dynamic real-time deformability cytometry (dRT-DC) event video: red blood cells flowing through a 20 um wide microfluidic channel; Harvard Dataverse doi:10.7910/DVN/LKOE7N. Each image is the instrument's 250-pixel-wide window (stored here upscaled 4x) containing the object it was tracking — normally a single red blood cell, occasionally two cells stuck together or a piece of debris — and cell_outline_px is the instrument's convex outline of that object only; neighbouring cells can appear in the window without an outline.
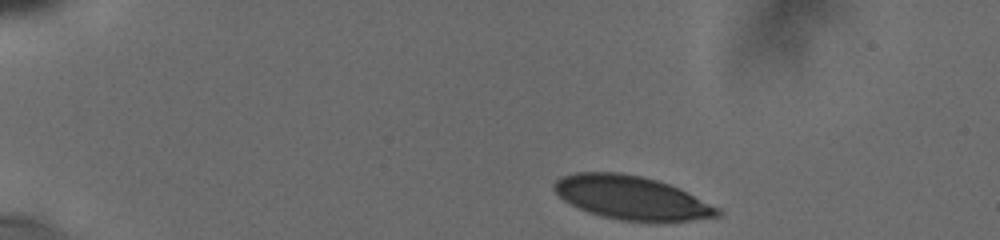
{"species": "human", "species_latin": "Homo sapiens", "temperature_condition": "cold", "stored_images_in_passage": 18, "camera_frame_rate_fps": 3000, "um_per_image_px": 0.085, "donor": {"sex": "male"}, "frame": {"image": 1, "passage_image": 1, "time_ms": 0.0, "image_size_px": [1000, 240], "cell_outline_px": [[724, 212], [720, 216], [692, 220], [620, 220], [600, 216], [588, 212], [564, 200], [552, 188], [552, 184], [560, 176], [576, 172], [616, 172], [640, 176], [656, 180], [668, 184], [720, 208]], "centroid_in_image_um": [53.64, 16.79], "position_along_channel_um": 31.4, "area_um2": 40.86}}
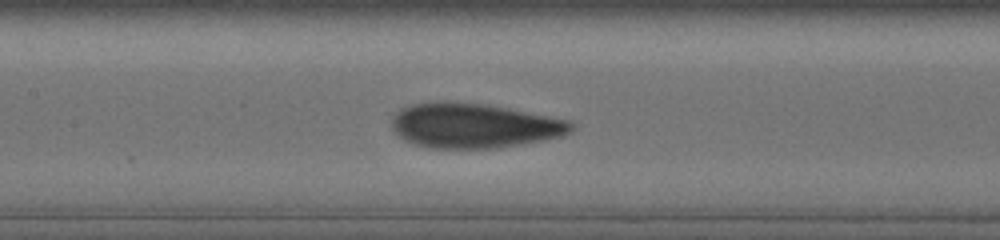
{"frame": {"image": 2, "passage_image": 9, "time_ms": 6.0, "image_size_px": [1000, 240], "cell_outline_px": [[576, 128], [572, 132], [564, 136], [544, 140], [496, 148], [432, 148], [412, 144], [396, 136], [392, 128], [392, 120], [404, 108], [416, 104], [484, 104], [508, 108], [572, 120], [576, 124]], "centroid_in_image_um": [40.41, 10.73], "position_along_channel_um": 167.0, "area_um2": 46.12}}
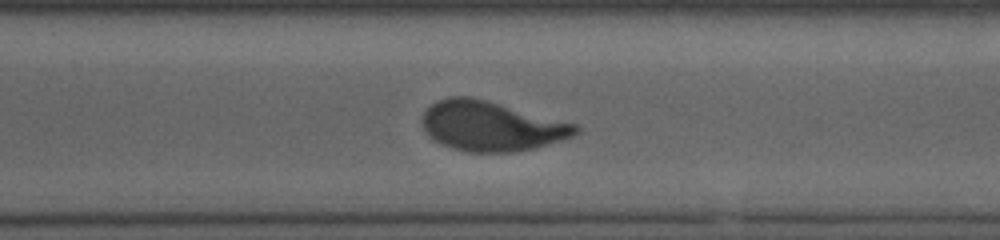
{"frame": {"image": 3, "passage_image": 18, "time_ms": 10.333, "image_size_px": [1000, 240], "cell_outline_px": [[580, 128], [572, 136], [536, 148], [516, 152], [468, 152], [452, 148], [428, 136], [424, 132], [420, 120], [424, 112], [436, 100], [448, 96], [472, 96], [576, 124]], "centroid_in_image_um": [41.7, 10.71], "position_along_channel_um": 328.9, "area_um2": 44.45}}